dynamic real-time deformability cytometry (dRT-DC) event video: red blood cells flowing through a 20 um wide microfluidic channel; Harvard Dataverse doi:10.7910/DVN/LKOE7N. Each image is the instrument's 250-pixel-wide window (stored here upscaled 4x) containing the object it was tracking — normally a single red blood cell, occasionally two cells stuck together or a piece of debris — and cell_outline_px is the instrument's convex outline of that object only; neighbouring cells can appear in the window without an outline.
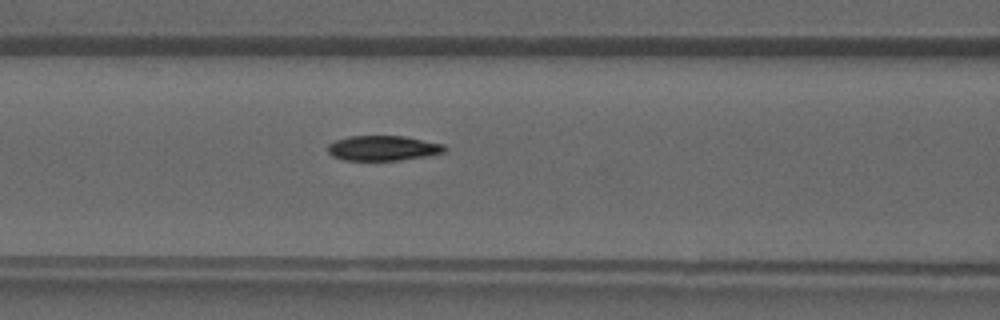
{"species": "common noctule bat (a hibernating species)", "species_latin": "Nyctalus noctula", "temperature_condition": "warm", "stored_images_in_passage": 40, "camera_frame_rate_fps": 3000, "um_per_image_px": 0.085, "animal": {"sex": "male", "forearm_length_mm": 52.5}, "frame": {"image": 1, "passage_image": 17, "time_ms": 5.333, "image_size_px": [1000, 320], "cell_outline_px": [[448, 148], [444, 152], [428, 156], [400, 160], [344, 160], [332, 156], [328, 152], [328, 144], [336, 140], [348, 136], [404, 136], [444, 144]], "centroid_in_image_um": [32.57, 12.59], "position_along_channel_um": 134.0, "area_um2": 17.11}}
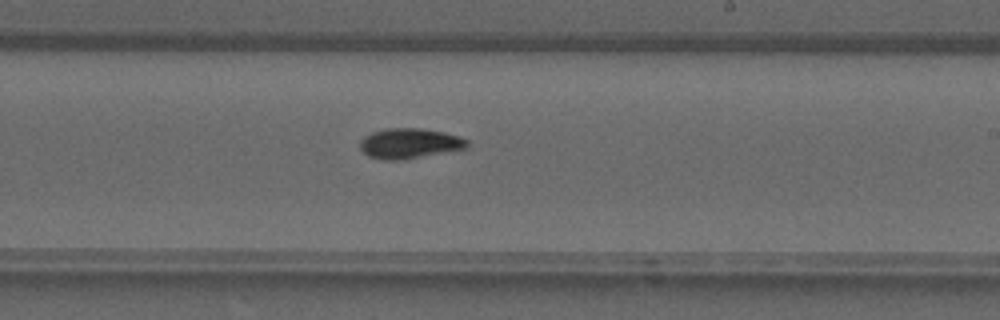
{"frame": {"image": 2, "passage_image": 24, "time_ms": 7.667, "image_size_px": [1000, 320], "cell_outline_px": [[468, 148], [400, 160], [384, 160], [368, 156], [360, 148], [360, 140], [364, 136], [372, 132], [384, 128], [420, 128], [444, 132], [460, 136], [468, 140]], "centroid_in_image_um": [34.81, 12.18], "position_along_channel_um": 254.2, "area_um2": 18.9}}
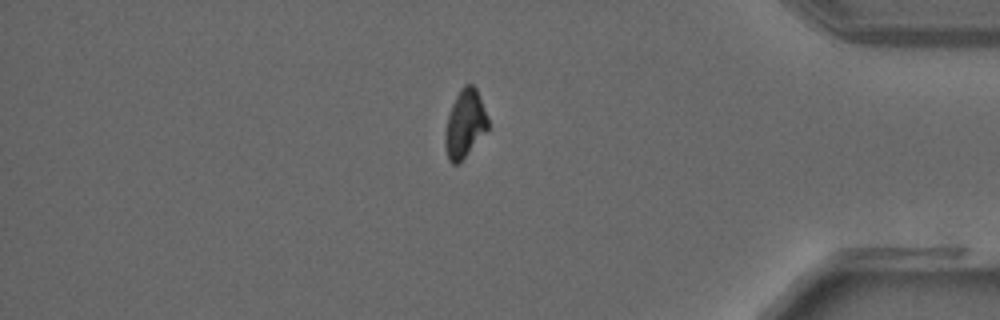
{"frame": {"image": 3, "passage_image": 34, "time_ms": 11.0, "image_size_px": [1000, 320], "cell_outline_px": [[488, 128], [464, 156], [456, 164], [452, 164], [448, 160], [444, 144], [444, 132], [448, 116], [452, 104], [460, 88], [464, 84], [472, 84], [476, 88], [488, 120]], "centroid_in_image_um": [39.47, 10.5], "position_along_channel_um": 395.7, "area_um2": 16.53}}